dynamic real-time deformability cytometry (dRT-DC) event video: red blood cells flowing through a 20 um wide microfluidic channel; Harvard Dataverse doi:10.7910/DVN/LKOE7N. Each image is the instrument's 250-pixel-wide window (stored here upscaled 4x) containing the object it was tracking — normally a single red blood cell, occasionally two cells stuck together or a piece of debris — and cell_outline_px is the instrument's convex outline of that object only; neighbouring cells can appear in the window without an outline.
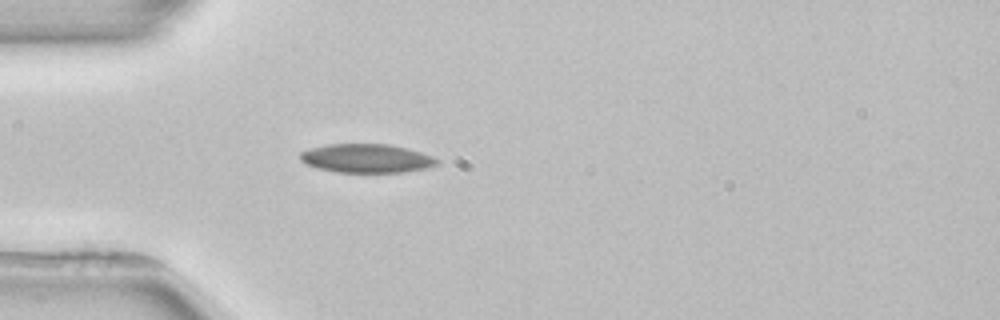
{"species": "common noctule bat (a hibernating species)", "species_latin": "Nyctalus noctula", "temperature_condition": "room temperature", "stored_images_in_passage": 4, "camera_frame_rate_fps": 3000, "um_per_image_px": 0.085, "animal": {"sex": "female", "body_mass_g": 22.7, "forearm_length_mm": 54.2}, "frame": {"image": 1, "passage_image": 4, "time_ms": 5.0, "image_size_px": [1000, 320], "cell_outline_px": [[440, 160], [436, 164], [424, 168], [404, 172], [336, 172], [316, 168], [304, 164], [300, 160], [300, 152], [312, 148], [328, 144], [388, 144], [420, 152], [432, 156]], "centroid_in_image_um": [31.1, 13.46], "position_along_channel_um": 53.9, "area_um2": 22.77}}